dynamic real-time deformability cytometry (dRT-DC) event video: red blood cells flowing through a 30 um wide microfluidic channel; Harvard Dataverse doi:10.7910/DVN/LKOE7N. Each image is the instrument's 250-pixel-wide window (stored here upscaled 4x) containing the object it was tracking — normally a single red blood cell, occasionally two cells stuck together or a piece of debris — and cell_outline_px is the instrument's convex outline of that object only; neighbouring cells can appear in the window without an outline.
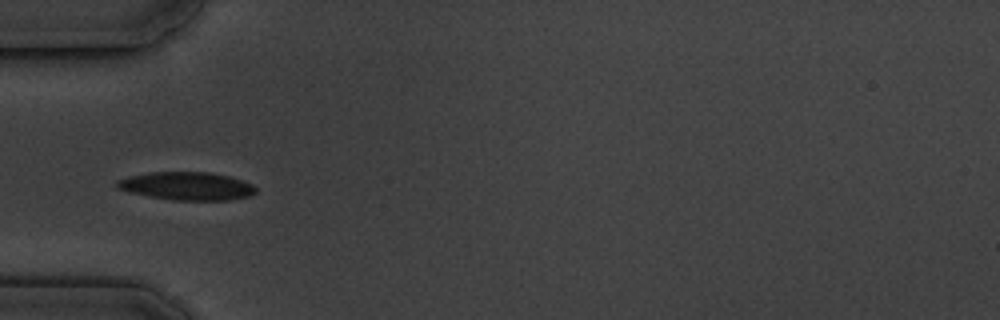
{"species": "common noctule bat (a hibernating species)", "species_latin": "Nyctalus noctula", "temperature_condition": "cold", "stored_images_in_passage": 15, "camera_frame_rate_fps": 3000, "um_per_image_px": 0.085, "animal": {"sex": "male", "body_mass_g": 19.5, "forearm_length_mm": 54.6}, "frame": {"image": 1, "passage_image": 5, "time_ms": 5.333, "image_size_px": [1000, 320], "cell_outline_px": [[256, 192], [252, 196], [228, 200], [176, 200], [128, 192], [116, 188], [116, 180], [128, 176], [148, 172], [208, 172], [228, 176], [252, 184], [256, 188]], "centroid_in_image_um": [15.87, 15.81], "position_along_channel_um": 69.1, "area_um2": 22.66}}
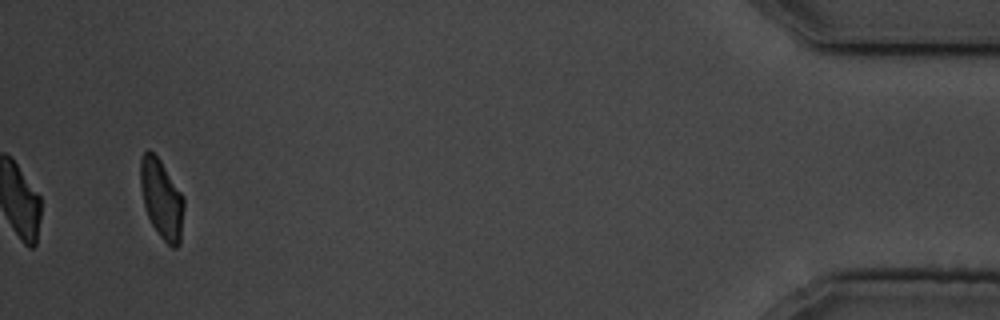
{"frame": {"image": 2, "passage_image": 15, "time_ms": 17.667, "image_size_px": [1000, 320], "cell_outline_px": [[184, 208], [180, 244], [176, 248], [172, 248], [160, 236], [152, 224], [148, 216], [144, 204], [140, 184], [140, 160], [144, 152], [148, 148], [160, 160], [184, 196]], "centroid_in_image_um": [13.75, 16.91], "position_along_channel_um": 421.5, "area_um2": 20.06}, "authors_computed_cell_mechanics": {"area_um2": 21.8484, "velocity_mm_per_s": 3.4624, "shape_relaxation_time_tau1_ms": 1.5692, "shape_relaxation_time_tau2_ms": 1.8553, "deformation_change_tau1": 0.086, "deformation_change_tau2": 0.0584}}